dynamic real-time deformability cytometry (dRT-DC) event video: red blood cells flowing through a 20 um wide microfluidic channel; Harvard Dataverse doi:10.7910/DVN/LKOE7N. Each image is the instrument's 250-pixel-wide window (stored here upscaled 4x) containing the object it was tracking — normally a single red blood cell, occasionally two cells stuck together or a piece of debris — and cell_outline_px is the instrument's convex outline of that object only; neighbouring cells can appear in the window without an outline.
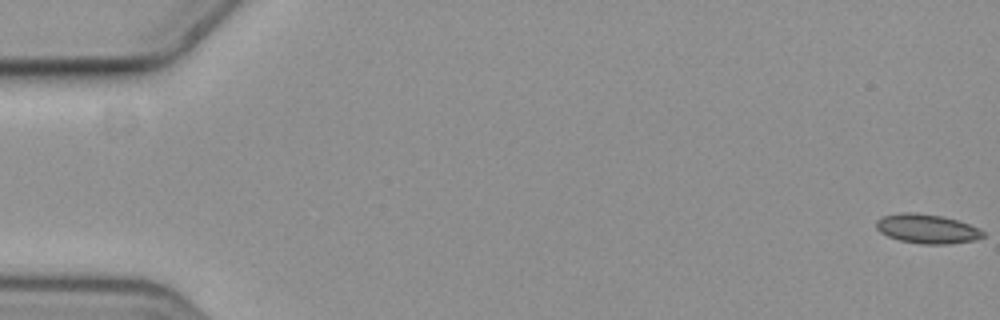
{"species": "common noctule bat (a hibernating species)", "species_latin": "Nyctalus noctula", "temperature_condition": "cold", "stored_images_in_passage": 57, "camera_frame_rate_fps": 3000, "um_per_image_px": 0.085, "animal": {"sex": "female", "body_mass_g": 19.3, "forearm_length_mm": 54.1}, "frame": {"image": 1, "passage_image": 1, "time_ms": 0.0, "image_size_px": [1000, 320], "cell_outline_px": [[984, 236], [976, 240], [948, 244], [920, 244], [900, 240], [888, 236], [880, 232], [876, 228], [876, 220], [884, 216], [900, 212], [916, 212], [944, 216], [968, 224], [984, 232]], "centroid_in_image_um": [78.78, 19.44], "position_along_channel_um": 6.2, "area_um2": 18.21}}
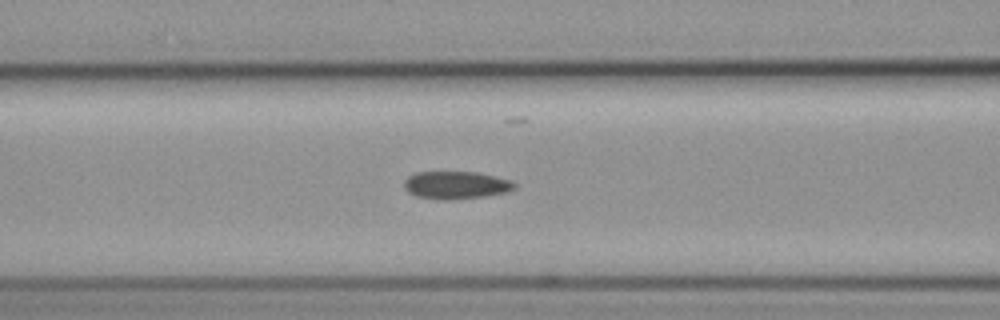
{"frame": {"image": 2, "passage_image": 25, "time_ms": 8.0, "image_size_px": [1000, 320], "cell_outline_px": [[516, 188], [508, 192], [484, 196], [448, 200], [436, 200], [416, 196], [408, 192], [404, 188], [404, 180], [408, 176], [416, 172], [476, 172], [508, 180], [516, 184]], "centroid_in_image_um": [38.71, 15.74], "position_along_channel_um": 127.9, "area_um2": 17.8}}
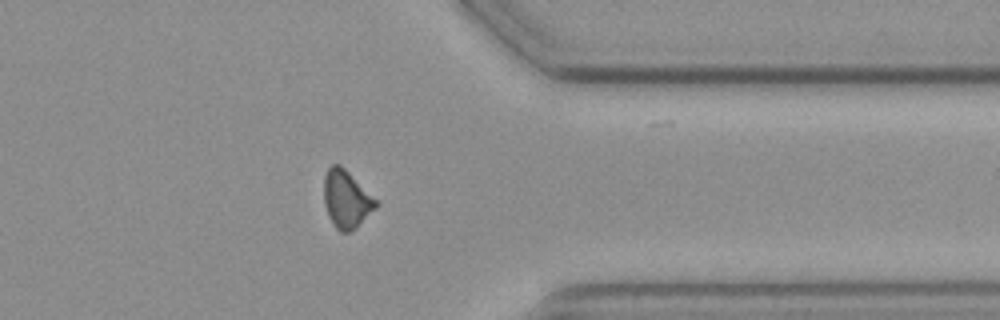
{"frame": {"image": 3, "passage_image": 47, "time_ms": 15.333, "image_size_px": [1000, 320], "cell_outline_px": [[380, 204], [356, 228], [348, 232], [340, 232], [332, 224], [328, 216], [324, 204], [324, 176], [328, 168], [332, 164], [340, 164], [380, 200]], "centroid_in_image_um": [29.48, 16.93], "position_along_channel_um": 381.9, "area_um2": 17.92}, "authors_computed_cell_mechanics": {"area_um2": 17.918, "velocity_mm_per_s": 3.6069, "shape_relaxation_time_tau1_ms": 4.3818, "shape_relaxation_time_tau2_ms": 8.362, "deformation_change_tau1": 0.1028, "deformation_change_tau2": 0.1605}}